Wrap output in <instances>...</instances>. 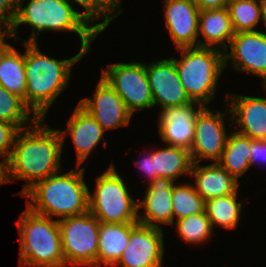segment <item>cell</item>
I'll return each instance as SVG.
<instances>
[{
    "label": "cell",
    "instance_id": "cell-21",
    "mask_svg": "<svg viewBox=\"0 0 266 267\" xmlns=\"http://www.w3.org/2000/svg\"><path fill=\"white\" fill-rule=\"evenodd\" d=\"M139 222L104 223L100 222L97 252V267L114 266L126 249L131 230Z\"/></svg>",
    "mask_w": 266,
    "mask_h": 267
},
{
    "label": "cell",
    "instance_id": "cell-38",
    "mask_svg": "<svg viewBox=\"0 0 266 267\" xmlns=\"http://www.w3.org/2000/svg\"><path fill=\"white\" fill-rule=\"evenodd\" d=\"M6 38H12L11 37V31L9 29H7V28H4V27L0 26V53L8 45L7 43L4 42Z\"/></svg>",
    "mask_w": 266,
    "mask_h": 267
},
{
    "label": "cell",
    "instance_id": "cell-23",
    "mask_svg": "<svg viewBox=\"0 0 266 267\" xmlns=\"http://www.w3.org/2000/svg\"><path fill=\"white\" fill-rule=\"evenodd\" d=\"M0 85L21 97L26 105V72L24 53L10 44L0 53Z\"/></svg>",
    "mask_w": 266,
    "mask_h": 267
},
{
    "label": "cell",
    "instance_id": "cell-5",
    "mask_svg": "<svg viewBox=\"0 0 266 267\" xmlns=\"http://www.w3.org/2000/svg\"><path fill=\"white\" fill-rule=\"evenodd\" d=\"M17 225L21 267H66L58 220L36 214L26 207Z\"/></svg>",
    "mask_w": 266,
    "mask_h": 267
},
{
    "label": "cell",
    "instance_id": "cell-14",
    "mask_svg": "<svg viewBox=\"0 0 266 267\" xmlns=\"http://www.w3.org/2000/svg\"><path fill=\"white\" fill-rule=\"evenodd\" d=\"M197 105L199 106L196 110ZM204 107L199 102L193 101L181 106L163 108L158 120L162 141L171 146L190 150L194 141L196 118Z\"/></svg>",
    "mask_w": 266,
    "mask_h": 267
},
{
    "label": "cell",
    "instance_id": "cell-19",
    "mask_svg": "<svg viewBox=\"0 0 266 267\" xmlns=\"http://www.w3.org/2000/svg\"><path fill=\"white\" fill-rule=\"evenodd\" d=\"M67 130H59L63 140L69 131L77 154V165L83 163L92 149L101 141L104 135L103 128L97 123L93 116L79 103L67 122Z\"/></svg>",
    "mask_w": 266,
    "mask_h": 267
},
{
    "label": "cell",
    "instance_id": "cell-31",
    "mask_svg": "<svg viewBox=\"0 0 266 267\" xmlns=\"http://www.w3.org/2000/svg\"><path fill=\"white\" fill-rule=\"evenodd\" d=\"M176 221L175 226L178 234L184 241L190 244L194 243L197 245V243L207 241L212 235V230H214L206 211L189 215Z\"/></svg>",
    "mask_w": 266,
    "mask_h": 267
},
{
    "label": "cell",
    "instance_id": "cell-36",
    "mask_svg": "<svg viewBox=\"0 0 266 267\" xmlns=\"http://www.w3.org/2000/svg\"><path fill=\"white\" fill-rule=\"evenodd\" d=\"M199 10L227 8L230 0H192Z\"/></svg>",
    "mask_w": 266,
    "mask_h": 267
},
{
    "label": "cell",
    "instance_id": "cell-25",
    "mask_svg": "<svg viewBox=\"0 0 266 267\" xmlns=\"http://www.w3.org/2000/svg\"><path fill=\"white\" fill-rule=\"evenodd\" d=\"M153 160L154 173L173 182L184 173L190 174L193 164L189 150L171 145L154 151Z\"/></svg>",
    "mask_w": 266,
    "mask_h": 267
},
{
    "label": "cell",
    "instance_id": "cell-30",
    "mask_svg": "<svg viewBox=\"0 0 266 267\" xmlns=\"http://www.w3.org/2000/svg\"><path fill=\"white\" fill-rule=\"evenodd\" d=\"M80 4L85 12L82 16L85 20L90 23L98 20L99 18L104 19L101 23L94 24L93 27L99 32H103L108 27L112 19H114L119 13L123 11L121 9L117 10L121 6V0H68ZM115 11V12H114ZM112 15V16H111ZM90 21V22H89Z\"/></svg>",
    "mask_w": 266,
    "mask_h": 267
},
{
    "label": "cell",
    "instance_id": "cell-39",
    "mask_svg": "<svg viewBox=\"0 0 266 267\" xmlns=\"http://www.w3.org/2000/svg\"><path fill=\"white\" fill-rule=\"evenodd\" d=\"M262 2V14H263V22L266 25V0H261Z\"/></svg>",
    "mask_w": 266,
    "mask_h": 267
},
{
    "label": "cell",
    "instance_id": "cell-8",
    "mask_svg": "<svg viewBox=\"0 0 266 267\" xmlns=\"http://www.w3.org/2000/svg\"><path fill=\"white\" fill-rule=\"evenodd\" d=\"M100 221L89 211L58 219L66 265L97 266Z\"/></svg>",
    "mask_w": 266,
    "mask_h": 267
},
{
    "label": "cell",
    "instance_id": "cell-2",
    "mask_svg": "<svg viewBox=\"0 0 266 267\" xmlns=\"http://www.w3.org/2000/svg\"><path fill=\"white\" fill-rule=\"evenodd\" d=\"M26 72V106L38 119H45L49 107L67 88L72 66L87 52L80 49L70 59L56 60L44 55L37 43L24 42Z\"/></svg>",
    "mask_w": 266,
    "mask_h": 267
},
{
    "label": "cell",
    "instance_id": "cell-32",
    "mask_svg": "<svg viewBox=\"0 0 266 267\" xmlns=\"http://www.w3.org/2000/svg\"><path fill=\"white\" fill-rule=\"evenodd\" d=\"M21 130L12 123L0 120V156L9 160L14 148L15 140Z\"/></svg>",
    "mask_w": 266,
    "mask_h": 267
},
{
    "label": "cell",
    "instance_id": "cell-26",
    "mask_svg": "<svg viewBox=\"0 0 266 267\" xmlns=\"http://www.w3.org/2000/svg\"><path fill=\"white\" fill-rule=\"evenodd\" d=\"M237 194L219 196L206 201L205 211L214 225L225 229H235L238 225L242 209V202L237 201Z\"/></svg>",
    "mask_w": 266,
    "mask_h": 267
},
{
    "label": "cell",
    "instance_id": "cell-34",
    "mask_svg": "<svg viewBox=\"0 0 266 267\" xmlns=\"http://www.w3.org/2000/svg\"><path fill=\"white\" fill-rule=\"evenodd\" d=\"M259 159V160H258ZM250 166L258 161L266 162V139L264 140H253L250 149Z\"/></svg>",
    "mask_w": 266,
    "mask_h": 267
},
{
    "label": "cell",
    "instance_id": "cell-10",
    "mask_svg": "<svg viewBox=\"0 0 266 267\" xmlns=\"http://www.w3.org/2000/svg\"><path fill=\"white\" fill-rule=\"evenodd\" d=\"M204 107L196 118L194 141L190 155L192 163L203 159L217 162L224 151L228 135L226 133L224 115L221 111L213 113Z\"/></svg>",
    "mask_w": 266,
    "mask_h": 267
},
{
    "label": "cell",
    "instance_id": "cell-13",
    "mask_svg": "<svg viewBox=\"0 0 266 267\" xmlns=\"http://www.w3.org/2000/svg\"><path fill=\"white\" fill-rule=\"evenodd\" d=\"M149 86L153 96V107L166 108L193 102L186 93L175 62L172 58L145 64Z\"/></svg>",
    "mask_w": 266,
    "mask_h": 267
},
{
    "label": "cell",
    "instance_id": "cell-1",
    "mask_svg": "<svg viewBox=\"0 0 266 267\" xmlns=\"http://www.w3.org/2000/svg\"><path fill=\"white\" fill-rule=\"evenodd\" d=\"M43 121L37 119L25 133L23 130L18 133L8 160L9 181H27L20 195L36 182L58 173L61 168L64 145L61 133L58 129L44 126Z\"/></svg>",
    "mask_w": 266,
    "mask_h": 267
},
{
    "label": "cell",
    "instance_id": "cell-4",
    "mask_svg": "<svg viewBox=\"0 0 266 267\" xmlns=\"http://www.w3.org/2000/svg\"><path fill=\"white\" fill-rule=\"evenodd\" d=\"M23 2L24 0H17L16 17L10 30L14 40L20 39L16 34L21 24L32 27V35L24 42L38 43L36 39L44 30L70 31L79 35L80 49L88 53L91 42L100 34L85 20L82 13L74 10L68 0H30L25 7Z\"/></svg>",
    "mask_w": 266,
    "mask_h": 267
},
{
    "label": "cell",
    "instance_id": "cell-35",
    "mask_svg": "<svg viewBox=\"0 0 266 267\" xmlns=\"http://www.w3.org/2000/svg\"><path fill=\"white\" fill-rule=\"evenodd\" d=\"M136 166H138L142 171L146 172V174L149 175V183L154 181L156 178H159L157 176V173H154L153 152L149 154L148 157L140 161H136Z\"/></svg>",
    "mask_w": 266,
    "mask_h": 267
},
{
    "label": "cell",
    "instance_id": "cell-15",
    "mask_svg": "<svg viewBox=\"0 0 266 267\" xmlns=\"http://www.w3.org/2000/svg\"><path fill=\"white\" fill-rule=\"evenodd\" d=\"M200 10L192 0H165V24L176 48L199 47Z\"/></svg>",
    "mask_w": 266,
    "mask_h": 267
},
{
    "label": "cell",
    "instance_id": "cell-22",
    "mask_svg": "<svg viewBox=\"0 0 266 267\" xmlns=\"http://www.w3.org/2000/svg\"><path fill=\"white\" fill-rule=\"evenodd\" d=\"M202 34L205 42L199 41V47L228 50L226 41L230 44L234 36L228 8L200 10L198 22V36ZM221 45V46H220ZM220 46V47H219ZM219 47V48H218Z\"/></svg>",
    "mask_w": 266,
    "mask_h": 267
},
{
    "label": "cell",
    "instance_id": "cell-27",
    "mask_svg": "<svg viewBox=\"0 0 266 267\" xmlns=\"http://www.w3.org/2000/svg\"><path fill=\"white\" fill-rule=\"evenodd\" d=\"M227 8L234 33L258 31L254 27L263 21L261 0H230Z\"/></svg>",
    "mask_w": 266,
    "mask_h": 267
},
{
    "label": "cell",
    "instance_id": "cell-17",
    "mask_svg": "<svg viewBox=\"0 0 266 267\" xmlns=\"http://www.w3.org/2000/svg\"><path fill=\"white\" fill-rule=\"evenodd\" d=\"M232 98L227 103L230 105L229 116L232 115V124L241 127L235 132L250 137L253 140L266 139V98L230 95Z\"/></svg>",
    "mask_w": 266,
    "mask_h": 267
},
{
    "label": "cell",
    "instance_id": "cell-3",
    "mask_svg": "<svg viewBox=\"0 0 266 267\" xmlns=\"http://www.w3.org/2000/svg\"><path fill=\"white\" fill-rule=\"evenodd\" d=\"M65 174H53L36 182L22 196L28 198L27 207L34 213L64 219L89 211V189L84 180L85 167Z\"/></svg>",
    "mask_w": 266,
    "mask_h": 267
},
{
    "label": "cell",
    "instance_id": "cell-28",
    "mask_svg": "<svg viewBox=\"0 0 266 267\" xmlns=\"http://www.w3.org/2000/svg\"><path fill=\"white\" fill-rule=\"evenodd\" d=\"M206 201L195 191L194 185L173 184L172 190V211H173V225L174 218L180 220L189 215L205 212ZM176 216V217H175Z\"/></svg>",
    "mask_w": 266,
    "mask_h": 267
},
{
    "label": "cell",
    "instance_id": "cell-9",
    "mask_svg": "<svg viewBox=\"0 0 266 267\" xmlns=\"http://www.w3.org/2000/svg\"><path fill=\"white\" fill-rule=\"evenodd\" d=\"M122 98L127 110L152 108L153 96L145 64L140 62L117 63L103 70L101 76Z\"/></svg>",
    "mask_w": 266,
    "mask_h": 267
},
{
    "label": "cell",
    "instance_id": "cell-7",
    "mask_svg": "<svg viewBox=\"0 0 266 267\" xmlns=\"http://www.w3.org/2000/svg\"><path fill=\"white\" fill-rule=\"evenodd\" d=\"M96 181L94 194L88 195L91 214L104 223L138 222V201L131 198L112 163Z\"/></svg>",
    "mask_w": 266,
    "mask_h": 267
},
{
    "label": "cell",
    "instance_id": "cell-12",
    "mask_svg": "<svg viewBox=\"0 0 266 267\" xmlns=\"http://www.w3.org/2000/svg\"><path fill=\"white\" fill-rule=\"evenodd\" d=\"M230 53L224 52V67L228 60L236 70L254 73L266 81V33L248 31L234 33L230 41Z\"/></svg>",
    "mask_w": 266,
    "mask_h": 267
},
{
    "label": "cell",
    "instance_id": "cell-24",
    "mask_svg": "<svg viewBox=\"0 0 266 267\" xmlns=\"http://www.w3.org/2000/svg\"><path fill=\"white\" fill-rule=\"evenodd\" d=\"M252 139L237 132L228 136L221 158L217 161L237 180L250 166V149Z\"/></svg>",
    "mask_w": 266,
    "mask_h": 267
},
{
    "label": "cell",
    "instance_id": "cell-29",
    "mask_svg": "<svg viewBox=\"0 0 266 267\" xmlns=\"http://www.w3.org/2000/svg\"><path fill=\"white\" fill-rule=\"evenodd\" d=\"M32 112L18 95L9 92L0 85V120L15 124L20 130L26 129L25 124L38 119L35 115L30 118ZM29 118V120H28Z\"/></svg>",
    "mask_w": 266,
    "mask_h": 267
},
{
    "label": "cell",
    "instance_id": "cell-18",
    "mask_svg": "<svg viewBox=\"0 0 266 267\" xmlns=\"http://www.w3.org/2000/svg\"><path fill=\"white\" fill-rule=\"evenodd\" d=\"M173 183L171 179L163 177L149 183L144 199L138 201V209L143 207L145 210L144 215L138 216L139 223L156 228H161V223L173 225Z\"/></svg>",
    "mask_w": 266,
    "mask_h": 267
},
{
    "label": "cell",
    "instance_id": "cell-40",
    "mask_svg": "<svg viewBox=\"0 0 266 267\" xmlns=\"http://www.w3.org/2000/svg\"><path fill=\"white\" fill-rule=\"evenodd\" d=\"M262 85L264 86V89H266V81Z\"/></svg>",
    "mask_w": 266,
    "mask_h": 267
},
{
    "label": "cell",
    "instance_id": "cell-6",
    "mask_svg": "<svg viewBox=\"0 0 266 267\" xmlns=\"http://www.w3.org/2000/svg\"><path fill=\"white\" fill-rule=\"evenodd\" d=\"M182 58L174 57L179 78L192 101L206 106L216 93L217 80L224 67V52L216 48H178Z\"/></svg>",
    "mask_w": 266,
    "mask_h": 267
},
{
    "label": "cell",
    "instance_id": "cell-33",
    "mask_svg": "<svg viewBox=\"0 0 266 267\" xmlns=\"http://www.w3.org/2000/svg\"><path fill=\"white\" fill-rule=\"evenodd\" d=\"M17 12V0H0V26L11 30Z\"/></svg>",
    "mask_w": 266,
    "mask_h": 267
},
{
    "label": "cell",
    "instance_id": "cell-11",
    "mask_svg": "<svg viewBox=\"0 0 266 267\" xmlns=\"http://www.w3.org/2000/svg\"><path fill=\"white\" fill-rule=\"evenodd\" d=\"M163 255L162 228L138 223L131 230L128 245L114 267H162Z\"/></svg>",
    "mask_w": 266,
    "mask_h": 267
},
{
    "label": "cell",
    "instance_id": "cell-20",
    "mask_svg": "<svg viewBox=\"0 0 266 267\" xmlns=\"http://www.w3.org/2000/svg\"><path fill=\"white\" fill-rule=\"evenodd\" d=\"M190 176L195 177V191L205 200L238 193L239 181L230 175L218 162L207 166L193 163Z\"/></svg>",
    "mask_w": 266,
    "mask_h": 267
},
{
    "label": "cell",
    "instance_id": "cell-37",
    "mask_svg": "<svg viewBox=\"0 0 266 267\" xmlns=\"http://www.w3.org/2000/svg\"><path fill=\"white\" fill-rule=\"evenodd\" d=\"M8 182H9L8 160L4 158L3 162L0 161V185Z\"/></svg>",
    "mask_w": 266,
    "mask_h": 267
},
{
    "label": "cell",
    "instance_id": "cell-16",
    "mask_svg": "<svg viewBox=\"0 0 266 267\" xmlns=\"http://www.w3.org/2000/svg\"><path fill=\"white\" fill-rule=\"evenodd\" d=\"M79 104L93 116L104 131L128 125L132 116L122 98L102 77L97 84L94 100L86 97Z\"/></svg>",
    "mask_w": 266,
    "mask_h": 267
}]
</instances>
